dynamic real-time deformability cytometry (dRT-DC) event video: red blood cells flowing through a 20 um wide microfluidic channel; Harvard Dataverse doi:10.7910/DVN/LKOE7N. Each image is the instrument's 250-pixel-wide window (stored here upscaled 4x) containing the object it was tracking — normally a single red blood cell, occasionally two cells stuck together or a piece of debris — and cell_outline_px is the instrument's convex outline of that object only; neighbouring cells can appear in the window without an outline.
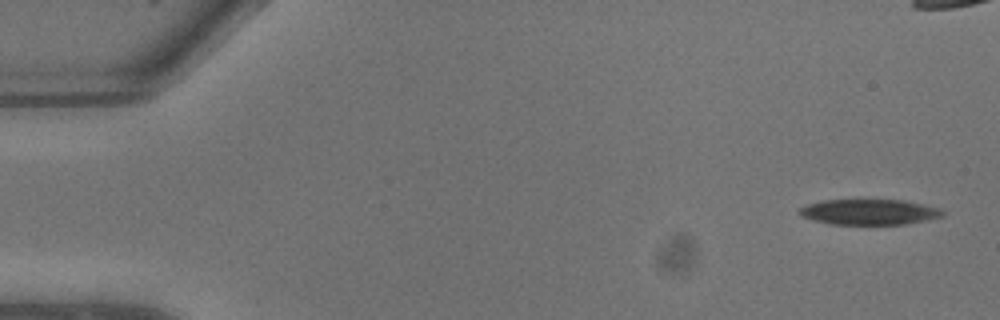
{"species": "common noctule bat (a hibernating species)", "species_latin": "Nyctalus noctula", "temperature_condition": "warm", "stored_images_in_passage": 9, "segment_of_instrument_passage": [1, 2], "camera_frame_rate_fps": 3000, "um_per_image_px": 0.085, "animal": {"sex": "male", "body_mass_g": 13.3}, "frame": {"image": 1, "passage_image": 1, "time_ms": 0.0, "image_size_px": [1000, 320], "cell_outline_px": [[944, 216], [928, 220], [904, 224], [832, 224], [816, 220], [804, 216], [800, 212], [800, 208], [804, 204], [824, 200], [904, 200], [940, 208], [944, 212]], "centroid_in_image_um": [73.94, 18.01], "position_along_channel_um": 11.1, "area_um2": 21.1}}
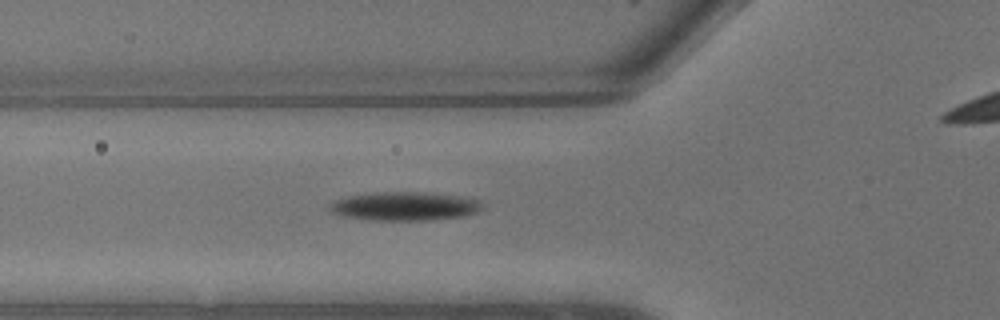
{"frame": {"image": 2, "passage_image": 8, "time_ms": 2.333, "image_size_px": [1000, 320], "cell_outline_px": [[480, 208], [476, 212], [460, 216], [420, 220], [372, 220], [344, 216], [332, 212], [328, 208], [328, 204], [336, 200], [348, 196], [372, 192], [436, 192], [464, 196], [480, 200]], "centroid_in_image_um": [34.37, 17.5], "position_along_channel_um": 91.4, "area_um2": 25.43}}